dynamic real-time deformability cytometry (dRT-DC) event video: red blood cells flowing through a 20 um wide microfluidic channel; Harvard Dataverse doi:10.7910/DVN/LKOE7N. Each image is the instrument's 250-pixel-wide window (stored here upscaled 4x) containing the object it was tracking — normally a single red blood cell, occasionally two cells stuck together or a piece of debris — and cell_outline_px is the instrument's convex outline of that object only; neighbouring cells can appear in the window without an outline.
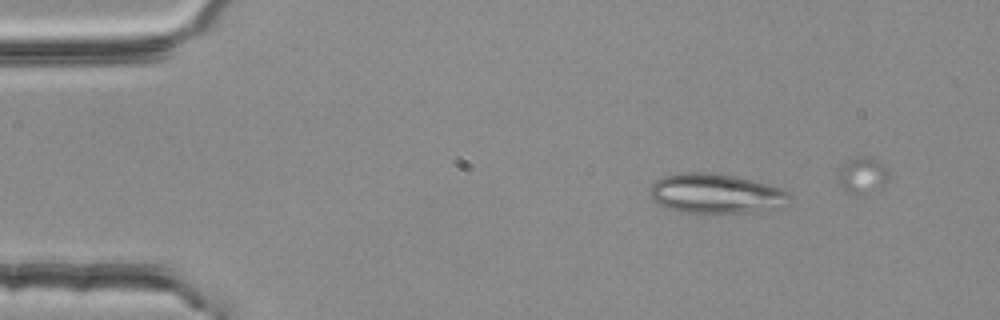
{"species": "common noctule bat (a hibernating species)", "species_latin": "Nyctalus noctula", "temperature_condition": "room temperature", "stored_images_in_passage": 5, "camera_frame_rate_fps": 3000, "um_per_image_px": 0.085, "animal": {"sex": "female", "body_mass_g": 25.1}, "frame": {"image": 1, "passage_image": 2, "time_ms": 0.333, "image_size_px": [1000, 320], "cell_outline_px": [[792, 200], [788, 204], [752, 212], [680, 212], [664, 208], [652, 200], [648, 192], [648, 188], [656, 180], [664, 176], [680, 172], [708, 172], [736, 176], [784, 188], [792, 196]], "centroid_in_image_um": [60.82, 16.44], "position_along_channel_um": 24.2, "area_um2": 32.6}}